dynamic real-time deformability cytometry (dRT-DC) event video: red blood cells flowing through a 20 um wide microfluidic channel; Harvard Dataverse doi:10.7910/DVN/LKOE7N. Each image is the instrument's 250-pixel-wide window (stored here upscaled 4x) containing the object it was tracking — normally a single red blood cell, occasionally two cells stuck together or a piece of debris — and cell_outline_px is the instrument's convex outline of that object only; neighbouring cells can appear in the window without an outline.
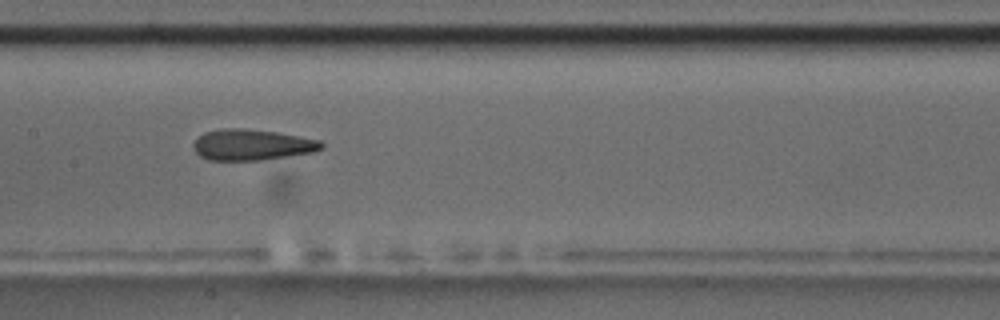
{"species": "common noctule bat (a hibernating species)", "species_latin": "Nyctalus noctula", "temperature_condition": "room temperature", "stored_images_in_passage": 40, "camera_frame_rate_fps": 3000, "um_per_image_px": 0.085, "animal": {"sex": "male", "body_mass_g": 17.5, "forearm_length_mm": 52.3}, "frame": {"image": 1, "passage_image": 12, "time_ms": 3.667, "image_size_px": [1000, 320], "cell_outline_px": [[324, 148], [312, 152], [260, 160], [208, 160], [200, 156], [192, 148], [192, 144], [204, 132], [224, 128], [244, 128], [276, 132], [300, 136], [320, 140], [324, 144]], "centroid_in_image_um": [21.4, 12.3], "position_along_channel_um": 186.0, "area_um2": 23.06}, "authors_computed_cell_mechanics": {"area_um2": 23.2067, "velocity_mm_per_s": 3.7479, "shape_relaxation_time_tau1_ms": 8.9841, "shape_relaxation_time_tau2_ms": 3.8457, "deformation_change_tau1": 0.2579, "deformation_change_tau2": 0.1616}}